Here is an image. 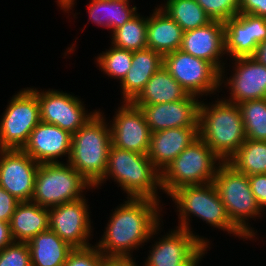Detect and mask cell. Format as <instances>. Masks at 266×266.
<instances>
[{
  "instance_id": "cell-1",
  "label": "cell",
  "mask_w": 266,
  "mask_h": 266,
  "mask_svg": "<svg viewBox=\"0 0 266 266\" xmlns=\"http://www.w3.org/2000/svg\"><path fill=\"white\" fill-rule=\"evenodd\" d=\"M111 210L103 235L94 244L105 257L133 258L163 222L166 204L147 198H126ZM162 212V213H161ZM147 243V244H145Z\"/></svg>"
},
{
  "instance_id": "cell-2",
  "label": "cell",
  "mask_w": 266,
  "mask_h": 266,
  "mask_svg": "<svg viewBox=\"0 0 266 266\" xmlns=\"http://www.w3.org/2000/svg\"><path fill=\"white\" fill-rule=\"evenodd\" d=\"M173 201L175 214L178 216V226L175 227L187 230L199 239L204 245L210 247L212 241L206 236H201L192 228V221L195 217L202 220L211 228L228 233L240 240L249 239L231 222L225 205L223 204L214 183L203 185L184 186L175 190L169 197ZM192 220V221H191ZM232 234V235H231ZM211 241V243H210Z\"/></svg>"
},
{
  "instance_id": "cell-3",
  "label": "cell",
  "mask_w": 266,
  "mask_h": 266,
  "mask_svg": "<svg viewBox=\"0 0 266 266\" xmlns=\"http://www.w3.org/2000/svg\"><path fill=\"white\" fill-rule=\"evenodd\" d=\"M110 179L125 195L127 194L125 198H147L162 202L160 200L163 197L160 196L163 193L161 172L147 154H139L111 145L105 175L92 191L97 188L102 189L101 186Z\"/></svg>"
},
{
  "instance_id": "cell-4",
  "label": "cell",
  "mask_w": 266,
  "mask_h": 266,
  "mask_svg": "<svg viewBox=\"0 0 266 266\" xmlns=\"http://www.w3.org/2000/svg\"><path fill=\"white\" fill-rule=\"evenodd\" d=\"M222 95L200 102L199 137L223 161L227 160L246 140L242 115L238 104L228 102ZM221 97V98H220Z\"/></svg>"
},
{
  "instance_id": "cell-5",
  "label": "cell",
  "mask_w": 266,
  "mask_h": 266,
  "mask_svg": "<svg viewBox=\"0 0 266 266\" xmlns=\"http://www.w3.org/2000/svg\"><path fill=\"white\" fill-rule=\"evenodd\" d=\"M99 110L72 135L68 163L93 187L104 177L111 131L108 118Z\"/></svg>"
},
{
  "instance_id": "cell-6",
  "label": "cell",
  "mask_w": 266,
  "mask_h": 266,
  "mask_svg": "<svg viewBox=\"0 0 266 266\" xmlns=\"http://www.w3.org/2000/svg\"><path fill=\"white\" fill-rule=\"evenodd\" d=\"M213 183L231 222L249 241L259 240L258 231L254 230L250 220L261 219L264 213L250 189L248 176L236 171L227 162H222L217 168Z\"/></svg>"
},
{
  "instance_id": "cell-7",
  "label": "cell",
  "mask_w": 266,
  "mask_h": 266,
  "mask_svg": "<svg viewBox=\"0 0 266 266\" xmlns=\"http://www.w3.org/2000/svg\"><path fill=\"white\" fill-rule=\"evenodd\" d=\"M223 161L198 137L161 173L163 194L169 197L184 186L212 183Z\"/></svg>"
},
{
  "instance_id": "cell-8",
  "label": "cell",
  "mask_w": 266,
  "mask_h": 266,
  "mask_svg": "<svg viewBox=\"0 0 266 266\" xmlns=\"http://www.w3.org/2000/svg\"><path fill=\"white\" fill-rule=\"evenodd\" d=\"M91 189L93 186L68 162L39 164L31 201L49 209L82 199Z\"/></svg>"
},
{
  "instance_id": "cell-9",
  "label": "cell",
  "mask_w": 266,
  "mask_h": 266,
  "mask_svg": "<svg viewBox=\"0 0 266 266\" xmlns=\"http://www.w3.org/2000/svg\"><path fill=\"white\" fill-rule=\"evenodd\" d=\"M7 103L0 116V149H22L41 121L38 98L26 87L15 92Z\"/></svg>"
},
{
  "instance_id": "cell-10",
  "label": "cell",
  "mask_w": 266,
  "mask_h": 266,
  "mask_svg": "<svg viewBox=\"0 0 266 266\" xmlns=\"http://www.w3.org/2000/svg\"><path fill=\"white\" fill-rule=\"evenodd\" d=\"M163 66L189 94L205 101L220 93V72L210 62L179 49L163 55Z\"/></svg>"
},
{
  "instance_id": "cell-11",
  "label": "cell",
  "mask_w": 266,
  "mask_h": 266,
  "mask_svg": "<svg viewBox=\"0 0 266 266\" xmlns=\"http://www.w3.org/2000/svg\"><path fill=\"white\" fill-rule=\"evenodd\" d=\"M29 88L37 95L41 121L59 126L72 135L99 110L89 112L85 101L74 93L53 88Z\"/></svg>"
},
{
  "instance_id": "cell-12",
  "label": "cell",
  "mask_w": 266,
  "mask_h": 266,
  "mask_svg": "<svg viewBox=\"0 0 266 266\" xmlns=\"http://www.w3.org/2000/svg\"><path fill=\"white\" fill-rule=\"evenodd\" d=\"M229 61L232 65H228L229 62L220 71V92L224 89L229 92L227 97L225 94L222 98L235 104L266 98V66L253 57H239Z\"/></svg>"
},
{
  "instance_id": "cell-13",
  "label": "cell",
  "mask_w": 266,
  "mask_h": 266,
  "mask_svg": "<svg viewBox=\"0 0 266 266\" xmlns=\"http://www.w3.org/2000/svg\"><path fill=\"white\" fill-rule=\"evenodd\" d=\"M88 198L60 204L48 209L49 229L73 248H87L91 243L93 221Z\"/></svg>"
},
{
  "instance_id": "cell-14",
  "label": "cell",
  "mask_w": 266,
  "mask_h": 266,
  "mask_svg": "<svg viewBox=\"0 0 266 266\" xmlns=\"http://www.w3.org/2000/svg\"><path fill=\"white\" fill-rule=\"evenodd\" d=\"M163 225L164 222L152 233L148 241L151 242L148 257L142 266H178L189 261L204 246L192 233L177 227L160 234L165 231L162 230Z\"/></svg>"
},
{
  "instance_id": "cell-15",
  "label": "cell",
  "mask_w": 266,
  "mask_h": 266,
  "mask_svg": "<svg viewBox=\"0 0 266 266\" xmlns=\"http://www.w3.org/2000/svg\"><path fill=\"white\" fill-rule=\"evenodd\" d=\"M108 120L112 146L139 154L148 153L151 131L139 107L132 102H120L113 118Z\"/></svg>"
},
{
  "instance_id": "cell-16",
  "label": "cell",
  "mask_w": 266,
  "mask_h": 266,
  "mask_svg": "<svg viewBox=\"0 0 266 266\" xmlns=\"http://www.w3.org/2000/svg\"><path fill=\"white\" fill-rule=\"evenodd\" d=\"M38 167L22 149H0V186L20 202L31 201Z\"/></svg>"
},
{
  "instance_id": "cell-17",
  "label": "cell",
  "mask_w": 266,
  "mask_h": 266,
  "mask_svg": "<svg viewBox=\"0 0 266 266\" xmlns=\"http://www.w3.org/2000/svg\"><path fill=\"white\" fill-rule=\"evenodd\" d=\"M225 53L228 60L252 57L266 40V18L239 13L224 23Z\"/></svg>"
},
{
  "instance_id": "cell-18",
  "label": "cell",
  "mask_w": 266,
  "mask_h": 266,
  "mask_svg": "<svg viewBox=\"0 0 266 266\" xmlns=\"http://www.w3.org/2000/svg\"><path fill=\"white\" fill-rule=\"evenodd\" d=\"M72 134L59 126L40 121L31 131L22 150L38 164L64 163L71 152ZM59 158V159H58ZM61 158V159H60Z\"/></svg>"
},
{
  "instance_id": "cell-19",
  "label": "cell",
  "mask_w": 266,
  "mask_h": 266,
  "mask_svg": "<svg viewBox=\"0 0 266 266\" xmlns=\"http://www.w3.org/2000/svg\"><path fill=\"white\" fill-rule=\"evenodd\" d=\"M199 98V99H198ZM201 98L189 94L185 99L139 107L151 133L188 126H198Z\"/></svg>"
},
{
  "instance_id": "cell-20",
  "label": "cell",
  "mask_w": 266,
  "mask_h": 266,
  "mask_svg": "<svg viewBox=\"0 0 266 266\" xmlns=\"http://www.w3.org/2000/svg\"><path fill=\"white\" fill-rule=\"evenodd\" d=\"M180 50L210 62L220 72L228 59L225 58L224 22L212 20L183 32Z\"/></svg>"
},
{
  "instance_id": "cell-21",
  "label": "cell",
  "mask_w": 266,
  "mask_h": 266,
  "mask_svg": "<svg viewBox=\"0 0 266 266\" xmlns=\"http://www.w3.org/2000/svg\"><path fill=\"white\" fill-rule=\"evenodd\" d=\"M198 137V126L169 128L153 132L147 156L162 173Z\"/></svg>"
},
{
  "instance_id": "cell-22",
  "label": "cell",
  "mask_w": 266,
  "mask_h": 266,
  "mask_svg": "<svg viewBox=\"0 0 266 266\" xmlns=\"http://www.w3.org/2000/svg\"><path fill=\"white\" fill-rule=\"evenodd\" d=\"M132 66L120 83V102H132L147 82L163 66V55L150 48L132 51Z\"/></svg>"
},
{
  "instance_id": "cell-23",
  "label": "cell",
  "mask_w": 266,
  "mask_h": 266,
  "mask_svg": "<svg viewBox=\"0 0 266 266\" xmlns=\"http://www.w3.org/2000/svg\"><path fill=\"white\" fill-rule=\"evenodd\" d=\"M147 16V48L162 55L180 49L183 30L158 4Z\"/></svg>"
},
{
  "instance_id": "cell-24",
  "label": "cell",
  "mask_w": 266,
  "mask_h": 266,
  "mask_svg": "<svg viewBox=\"0 0 266 266\" xmlns=\"http://www.w3.org/2000/svg\"><path fill=\"white\" fill-rule=\"evenodd\" d=\"M14 242H28L49 229L48 208L33 201L19 202L9 222Z\"/></svg>"
},
{
  "instance_id": "cell-25",
  "label": "cell",
  "mask_w": 266,
  "mask_h": 266,
  "mask_svg": "<svg viewBox=\"0 0 266 266\" xmlns=\"http://www.w3.org/2000/svg\"><path fill=\"white\" fill-rule=\"evenodd\" d=\"M189 93L162 66L132 101L135 106L162 104L185 99Z\"/></svg>"
},
{
  "instance_id": "cell-26",
  "label": "cell",
  "mask_w": 266,
  "mask_h": 266,
  "mask_svg": "<svg viewBox=\"0 0 266 266\" xmlns=\"http://www.w3.org/2000/svg\"><path fill=\"white\" fill-rule=\"evenodd\" d=\"M87 4L88 22H91L112 33L123 26L139 11L136 4L126 0H89Z\"/></svg>"
},
{
  "instance_id": "cell-27",
  "label": "cell",
  "mask_w": 266,
  "mask_h": 266,
  "mask_svg": "<svg viewBox=\"0 0 266 266\" xmlns=\"http://www.w3.org/2000/svg\"><path fill=\"white\" fill-rule=\"evenodd\" d=\"M27 244L31 266H64L68 254L74 249L50 229L40 232Z\"/></svg>"
},
{
  "instance_id": "cell-28",
  "label": "cell",
  "mask_w": 266,
  "mask_h": 266,
  "mask_svg": "<svg viewBox=\"0 0 266 266\" xmlns=\"http://www.w3.org/2000/svg\"><path fill=\"white\" fill-rule=\"evenodd\" d=\"M227 163L247 176L266 174V142L246 139Z\"/></svg>"
},
{
  "instance_id": "cell-29",
  "label": "cell",
  "mask_w": 266,
  "mask_h": 266,
  "mask_svg": "<svg viewBox=\"0 0 266 266\" xmlns=\"http://www.w3.org/2000/svg\"><path fill=\"white\" fill-rule=\"evenodd\" d=\"M164 10L184 32L210 23L212 20L195 0H163Z\"/></svg>"
},
{
  "instance_id": "cell-30",
  "label": "cell",
  "mask_w": 266,
  "mask_h": 266,
  "mask_svg": "<svg viewBox=\"0 0 266 266\" xmlns=\"http://www.w3.org/2000/svg\"><path fill=\"white\" fill-rule=\"evenodd\" d=\"M147 16L137 13L123 26L114 30L109 38L110 44L130 51L147 48Z\"/></svg>"
},
{
  "instance_id": "cell-31",
  "label": "cell",
  "mask_w": 266,
  "mask_h": 266,
  "mask_svg": "<svg viewBox=\"0 0 266 266\" xmlns=\"http://www.w3.org/2000/svg\"><path fill=\"white\" fill-rule=\"evenodd\" d=\"M94 60L97 65L95 67L99 68V71L101 70L104 75L117 80L120 84L132 66V51L111 44L109 49L99 53Z\"/></svg>"
},
{
  "instance_id": "cell-32",
  "label": "cell",
  "mask_w": 266,
  "mask_h": 266,
  "mask_svg": "<svg viewBox=\"0 0 266 266\" xmlns=\"http://www.w3.org/2000/svg\"><path fill=\"white\" fill-rule=\"evenodd\" d=\"M246 139L266 142V98L238 104Z\"/></svg>"
},
{
  "instance_id": "cell-33",
  "label": "cell",
  "mask_w": 266,
  "mask_h": 266,
  "mask_svg": "<svg viewBox=\"0 0 266 266\" xmlns=\"http://www.w3.org/2000/svg\"><path fill=\"white\" fill-rule=\"evenodd\" d=\"M214 21L226 22L239 14L240 0H195Z\"/></svg>"
},
{
  "instance_id": "cell-34",
  "label": "cell",
  "mask_w": 266,
  "mask_h": 266,
  "mask_svg": "<svg viewBox=\"0 0 266 266\" xmlns=\"http://www.w3.org/2000/svg\"><path fill=\"white\" fill-rule=\"evenodd\" d=\"M0 266H31L27 242H13L0 250Z\"/></svg>"
},
{
  "instance_id": "cell-35",
  "label": "cell",
  "mask_w": 266,
  "mask_h": 266,
  "mask_svg": "<svg viewBox=\"0 0 266 266\" xmlns=\"http://www.w3.org/2000/svg\"><path fill=\"white\" fill-rule=\"evenodd\" d=\"M105 258L95 245L74 248L68 254L64 266H102Z\"/></svg>"
},
{
  "instance_id": "cell-36",
  "label": "cell",
  "mask_w": 266,
  "mask_h": 266,
  "mask_svg": "<svg viewBox=\"0 0 266 266\" xmlns=\"http://www.w3.org/2000/svg\"><path fill=\"white\" fill-rule=\"evenodd\" d=\"M250 189L261 211L266 212V174H254L248 176Z\"/></svg>"
},
{
  "instance_id": "cell-37",
  "label": "cell",
  "mask_w": 266,
  "mask_h": 266,
  "mask_svg": "<svg viewBox=\"0 0 266 266\" xmlns=\"http://www.w3.org/2000/svg\"><path fill=\"white\" fill-rule=\"evenodd\" d=\"M19 202L0 186V221L9 223Z\"/></svg>"
},
{
  "instance_id": "cell-38",
  "label": "cell",
  "mask_w": 266,
  "mask_h": 266,
  "mask_svg": "<svg viewBox=\"0 0 266 266\" xmlns=\"http://www.w3.org/2000/svg\"><path fill=\"white\" fill-rule=\"evenodd\" d=\"M239 13L266 18V0H240Z\"/></svg>"
},
{
  "instance_id": "cell-39",
  "label": "cell",
  "mask_w": 266,
  "mask_h": 266,
  "mask_svg": "<svg viewBox=\"0 0 266 266\" xmlns=\"http://www.w3.org/2000/svg\"><path fill=\"white\" fill-rule=\"evenodd\" d=\"M13 242L14 239L11 235L9 223L0 221V250Z\"/></svg>"
},
{
  "instance_id": "cell-40",
  "label": "cell",
  "mask_w": 266,
  "mask_h": 266,
  "mask_svg": "<svg viewBox=\"0 0 266 266\" xmlns=\"http://www.w3.org/2000/svg\"><path fill=\"white\" fill-rule=\"evenodd\" d=\"M136 258H116L106 257L102 266H140L135 261Z\"/></svg>"
},
{
  "instance_id": "cell-41",
  "label": "cell",
  "mask_w": 266,
  "mask_h": 266,
  "mask_svg": "<svg viewBox=\"0 0 266 266\" xmlns=\"http://www.w3.org/2000/svg\"><path fill=\"white\" fill-rule=\"evenodd\" d=\"M211 248L212 247L204 245L189 261L178 266H200L199 264L203 261V257L207 255L208 250Z\"/></svg>"
},
{
  "instance_id": "cell-42",
  "label": "cell",
  "mask_w": 266,
  "mask_h": 266,
  "mask_svg": "<svg viewBox=\"0 0 266 266\" xmlns=\"http://www.w3.org/2000/svg\"><path fill=\"white\" fill-rule=\"evenodd\" d=\"M76 1L77 0H57L54 2H56V4H57L56 6H59L60 10H62V12L64 14L66 13L68 16H70L69 14L72 13L74 19H77L78 17H76V15L80 14V12L76 13V11H75V13H74V10H75L74 7H75V5H77V4H75V3H77Z\"/></svg>"
},
{
  "instance_id": "cell-43",
  "label": "cell",
  "mask_w": 266,
  "mask_h": 266,
  "mask_svg": "<svg viewBox=\"0 0 266 266\" xmlns=\"http://www.w3.org/2000/svg\"><path fill=\"white\" fill-rule=\"evenodd\" d=\"M258 63L266 66V40L260 43L252 56Z\"/></svg>"
}]
</instances>
